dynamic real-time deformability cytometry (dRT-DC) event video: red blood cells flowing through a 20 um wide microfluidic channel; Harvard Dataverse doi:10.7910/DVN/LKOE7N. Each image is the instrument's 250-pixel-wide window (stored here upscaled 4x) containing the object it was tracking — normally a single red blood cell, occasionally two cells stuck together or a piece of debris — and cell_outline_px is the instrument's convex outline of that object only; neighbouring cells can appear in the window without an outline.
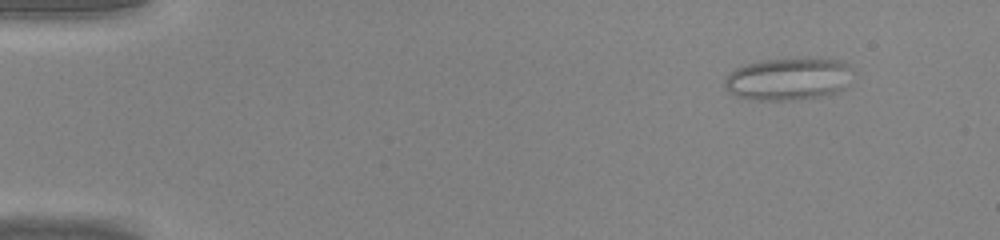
{"species": "common noctule bat (a hibernating species)", "species_latin": "Nyctalus noctula", "temperature_condition": "warm", "stored_images_in_passage": 41, "camera_frame_rate_fps": 3000, "um_per_image_px": 0.085, "animal": {"sex": "male", "body_mass_g": 20.0, "forearm_length_mm": 53.3}, "frame": {"image": 1, "passage_image": 1, "time_ms": 0.0, "image_size_px": [1000, 240], "cell_outline_px": [[856, 72], [844, 88], [836, 92], [820, 96], [792, 100], [748, 100], [736, 96], [728, 92], [724, 88], [724, 76], [728, 72], [736, 68], [748, 64], [768, 60], [844, 60], [852, 64]], "centroid_in_image_um": [67.02, 6.74], "position_along_channel_um": 18.0, "area_um2": 31.79}}
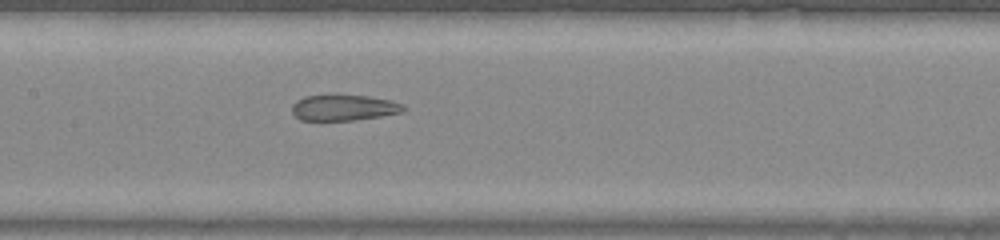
{"frame": {"image": 2, "passage_image": 19, "time_ms": 6.0, "image_size_px": [1000, 240], "cell_outline_px": [[408, 108], [404, 112], [356, 120], [300, 120], [292, 112], [292, 104], [296, 100], [304, 96], [336, 92], [368, 96], [392, 100], [404, 104]], "centroid_in_image_um": [29.24, 9.1], "position_along_channel_um": 178.2, "area_um2": 17.69}}
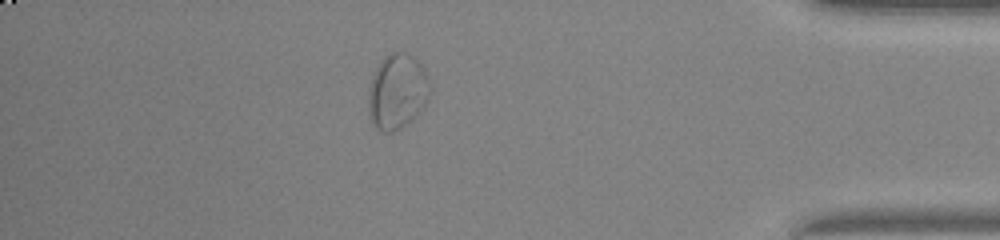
{"frame": {"image": 3, "passage_image": 36, "time_ms": 11.667, "image_size_px": [1000, 240], "cell_outline_px": [[432, 88], [424, 104], [404, 124], [392, 132], [384, 132], [376, 128], [368, 116], [368, 92], [372, 76], [380, 60], [384, 56], [392, 52], [404, 52], [412, 56], [424, 68], [432, 84]], "centroid_in_image_um": [33.74, 7.74], "position_along_channel_um": 401.5, "area_um2": 26.76}}